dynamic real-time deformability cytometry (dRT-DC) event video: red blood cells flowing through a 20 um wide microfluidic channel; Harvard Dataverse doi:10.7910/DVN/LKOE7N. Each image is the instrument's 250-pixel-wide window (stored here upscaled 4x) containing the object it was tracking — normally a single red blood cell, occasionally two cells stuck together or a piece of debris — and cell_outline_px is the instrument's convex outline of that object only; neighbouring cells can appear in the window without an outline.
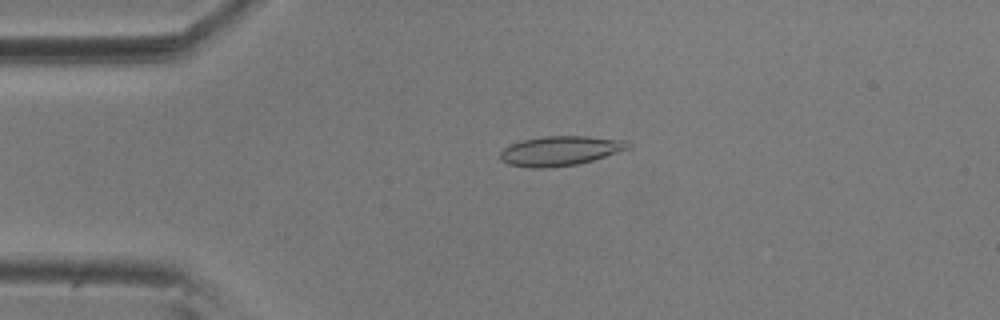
{"species": "common noctule bat (a hibernating species)", "species_latin": "Nyctalus noctula", "temperature_condition": "room temperature", "stored_images_in_passage": 51, "camera_frame_rate_fps": 3000, "um_per_image_px": 0.085, "animal": {"sex": "male", "body_mass_g": 20.5, "forearm_length_mm": 52.5}, "frame": {"image": 1, "passage_image": 5, "time_ms": 1.333, "image_size_px": [1000, 320], "cell_outline_px": [[632, 148], [592, 160], [576, 164], [548, 168], [532, 168], [508, 164], [500, 160], [500, 152], [504, 148], [512, 144], [524, 140], [544, 136], [588, 136], [624, 140], [632, 144]], "centroid_in_image_um": [47.64, 12.82], "position_along_channel_um": 37.4, "area_um2": 22.02}}
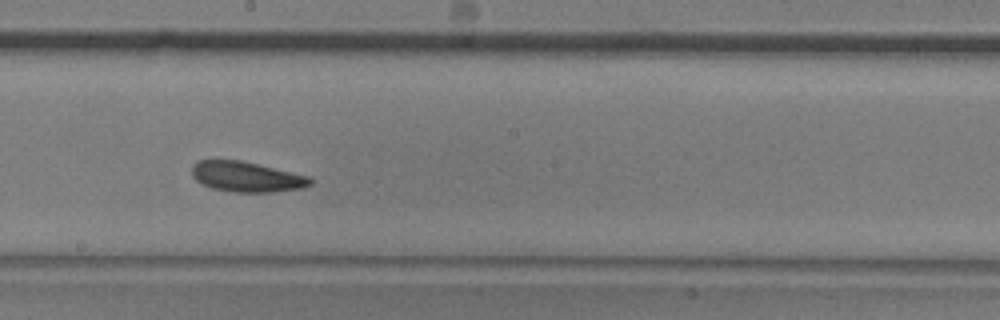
{"frame": {"image": 2, "passage_image": 24, "time_ms": 7.667, "image_size_px": [1000, 320], "cell_outline_px": [[312, 184], [300, 188], [272, 192], [232, 192], [212, 188], [196, 180], [192, 176], [192, 164], [196, 160], [240, 160], [312, 176]], "centroid_in_image_um": [20.97, 15.02], "position_along_channel_um": 227.2, "area_um2": 20.98}}
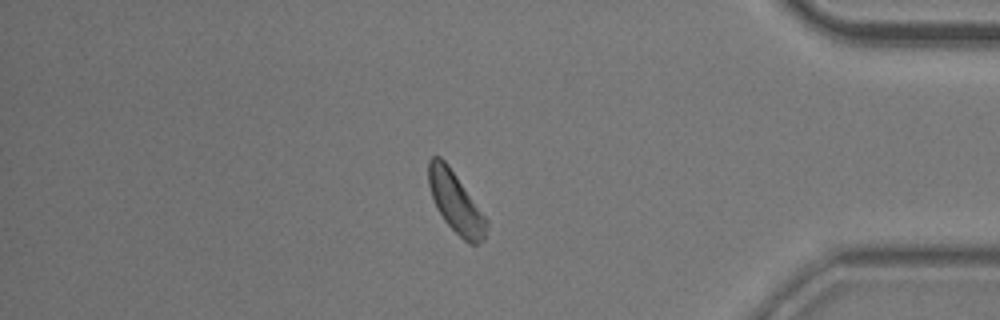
{"frame": {"image": 3, "passage_image": 42, "time_ms": 13.667, "image_size_px": [1000, 320], "cell_outline_px": [[488, 224], [484, 240], [476, 244], [468, 244], [444, 220], [436, 208], [428, 184], [428, 160], [432, 156], [440, 156], [448, 164], [488, 220]], "centroid_in_image_um": [38.73, 17.2], "position_along_channel_um": 396.5, "area_um2": 20.4}, "authors_computed_cell_mechanics": {"area_um2": 20.808, "velocity_mm_per_s": 3.3926, "shape_relaxation_time_tau1_ms": 3.6783, "shape_relaxation_time_tau2_ms": 9.1938, "deformation_change_tau1": 0.0705, "deformation_change_tau2": 0.1755}}